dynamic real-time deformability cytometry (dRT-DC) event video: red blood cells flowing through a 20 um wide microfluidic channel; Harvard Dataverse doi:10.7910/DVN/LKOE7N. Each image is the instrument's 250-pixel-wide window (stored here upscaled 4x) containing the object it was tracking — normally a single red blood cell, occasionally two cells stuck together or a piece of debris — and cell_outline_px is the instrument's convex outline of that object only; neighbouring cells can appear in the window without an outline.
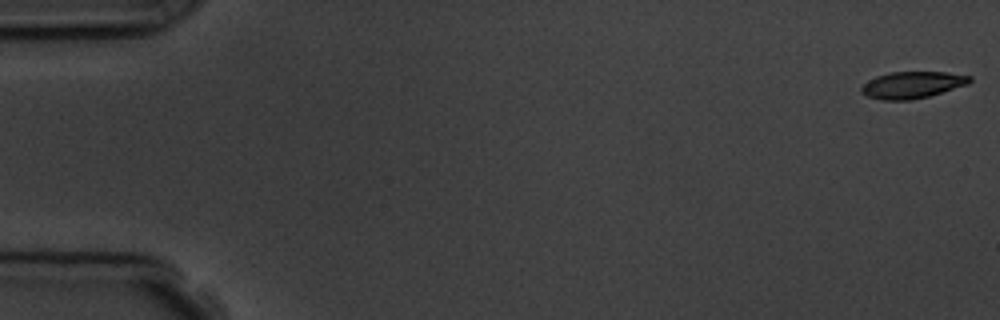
{"species": "common noctule bat (a hibernating species)", "species_latin": "Nyctalus noctula", "temperature_condition": "room temperature", "stored_images_in_passage": 6, "camera_frame_rate_fps": 3000, "um_per_image_px": 0.085, "animal": {"sex": "male", "body_mass_g": 19.5, "forearm_length_mm": 54.6}, "frame": {"image": 1, "passage_image": 1, "time_ms": 0.0, "image_size_px": [1000, 320], "cell_outline_px": [[972, 80], [968, 84], [928, 96], [912, 100], [884, 100], [868, 96], [860, 92], [860, 88], [868, 80], [876, 76], [888, 72], [944, 72], [972, 76]], "centroid_in_image_um": [77.52, 7.21], "position_along_channel_um": 7.5, "area_um2": 16.82}}
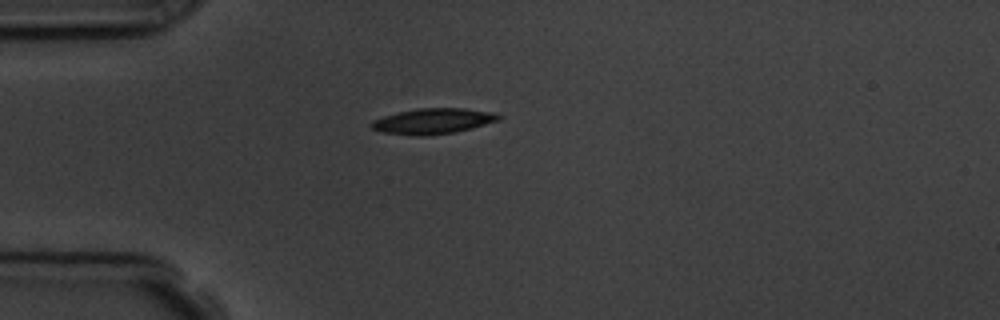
{"frame": {"image": 2, "passage_image": 5, "time_ms": 4.667, "image_size_px": [1000, 320], "cell_outline_px": [[500, 120], [472, 128], [452, 132], [420, 136], [412, 136], [384, 132], [372, 128], [372, 120], [384, 116], [400, 112], [420, 108], [464, 108], [496, 112], [500, 116]], "centroid_in_image_um": [36.85, 10.29], "position_along_channel_um": 48.2, "area_um2": 18.73}}